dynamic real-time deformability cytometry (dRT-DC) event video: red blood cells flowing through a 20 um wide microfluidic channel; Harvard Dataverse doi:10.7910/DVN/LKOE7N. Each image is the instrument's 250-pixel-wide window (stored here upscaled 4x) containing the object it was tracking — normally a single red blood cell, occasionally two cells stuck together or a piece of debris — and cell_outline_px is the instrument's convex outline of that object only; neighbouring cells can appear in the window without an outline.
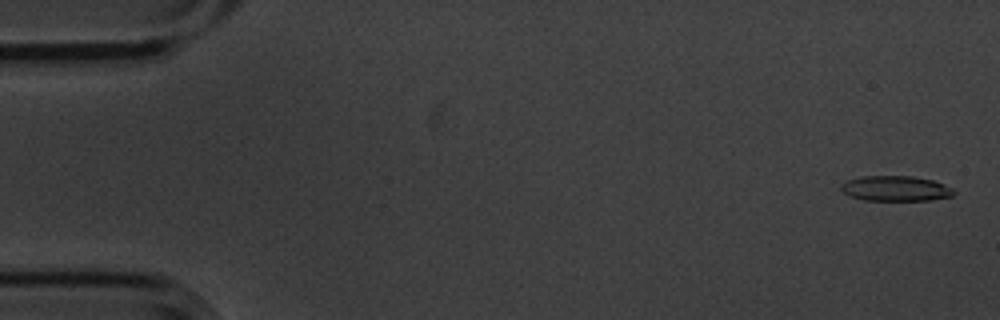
{"species": "common noctule bat (a hibernating species)", "species_latin": "Nyctalus noctula", "temperature_condition": "cold", "stored_images_in_passage": 4, "camera_frame_rate_fps": 3000, "um_per_image_px": 0.085, "animal": {"sex": "male", "body_mass_g": 20.1, "forearm_length_mm": 53.5}, "frame": {"image": 1, "passage_image": 1, "time_ms": 0.0, "image_size_px": [1000, 320], "cell_outline_px": [[956, 192], [952, 196], [928, 200], [864, 200], [848, 196], [840, 188], [840, 184], [848, 180], [864, 176], [912, 176], [932, 180], [952, 188]], "centroid_in_image_um": [76.1, 16.02], "position_along_channel_um": 8.9, "area_um2": 16.47}}